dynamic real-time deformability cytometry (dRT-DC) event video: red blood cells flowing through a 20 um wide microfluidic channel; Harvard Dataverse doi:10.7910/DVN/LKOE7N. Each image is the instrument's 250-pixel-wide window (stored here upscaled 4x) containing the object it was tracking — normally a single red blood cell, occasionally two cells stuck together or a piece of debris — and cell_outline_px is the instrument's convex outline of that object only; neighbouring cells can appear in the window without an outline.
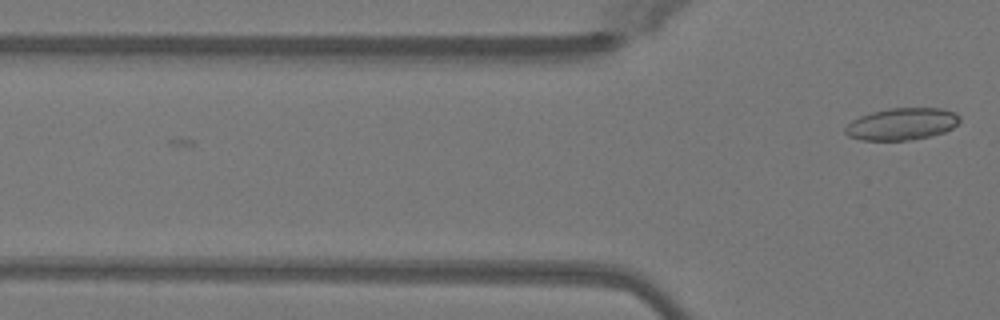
{"species": "Egyptian fruit bat (a non-hibernating species)", "species_latin": "Rousettus aegyptiacus", "temperature_condition": "warm", "stored_images_in_passage": 4, "camera_frame_rate_fps": 3000, "um_per_image_px": 0.085, "animal": {"sex": "female"}, "frame": {"image": 1, "passage_image": 4, "time_ms": 1.0, "image_size_px": [1000, 320], "cell_outline_px": [[960, 120], [952, 128], [944, 132], [912, 140], [860, 140], [848, 136], [844, 132], [844, 128], [852, 120], [860, 116], [872, 112], [888, 108], [944, 108], [956, 112], [960, 116]], "centroid_in_image_um": [76.65, 10.53], "position_along_channel_um": 49.1, "area_um2": 21.44}}